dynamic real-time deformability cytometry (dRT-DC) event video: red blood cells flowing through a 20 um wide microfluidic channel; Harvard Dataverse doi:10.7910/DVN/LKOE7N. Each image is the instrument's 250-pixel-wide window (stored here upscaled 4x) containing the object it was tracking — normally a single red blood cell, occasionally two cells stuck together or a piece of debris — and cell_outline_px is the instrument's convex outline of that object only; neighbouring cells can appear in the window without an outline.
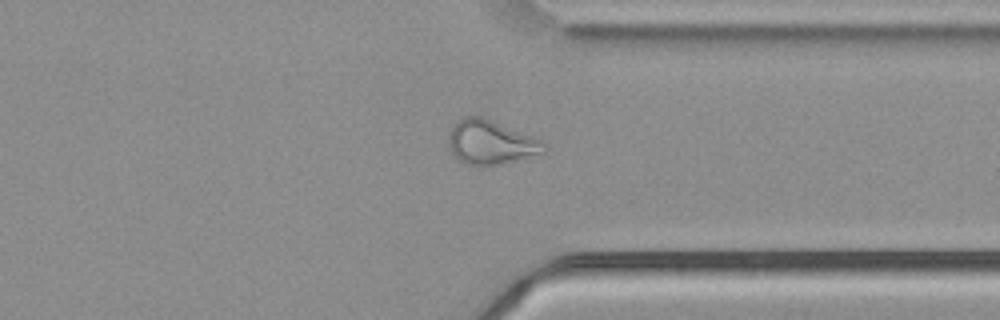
{"species": "common noctule bat (a hibernating species)", "species_latin": "Nyctalus noctula", "temperature_condition": "cold", "stored_images_in_passage": 43, "camera_frame_rate_fps": 3000, "um_per_image_px": 0.085, "animal": {"sex": "male", "body_mass_g": 21.5, "forearm_length_mm": 52.0}, "frame": {"image": 1, "passage_image": 31, "time_ms": 10.0, "image_size_px": [1000, 320], "cell_outline_px": [[548, 148], [544, 152], [488, 168], [476, 168], [464, 164], [452, 152], [448, 144], [448, 136], [456, 120], [464, 116], [480, 116], [532, 136], [540, 140]], "centroid_in_image_um": [41.67, 12.14], "position_along_channel_um": 369.7, "area_um2": 24.74}}
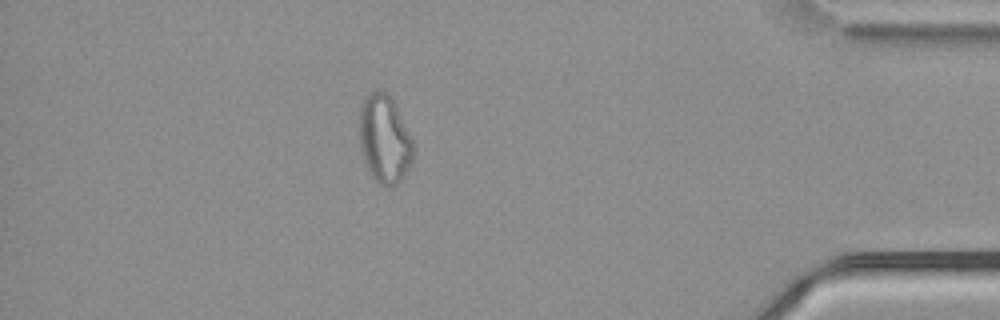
{"frame": {"image": 2, "passage_image": 37, "time_ms": 12.0, "image_size_px": [1000, 320], "cell_outline_px": [[412, 160], [404, 176], [396, 184], [380, 184], [368, 172], [360, 148], [360, 104], [364, 96], [368, 92], [384, 92], [392, 100], [412, 140]], "centroid_in_image_um": [32.64, 11.82], "position_along_channel_um": 402.6, "area_um2": 26.93}, "authors_computed_cell_mechanics": {"area_um2": 25.9522, "velocity_mm_per_s": 3.7647, "shape_relaxation_time_tau1_ms": null, "shape_relaxation_time_tau2_ms": 2.2739, "deformation_change_tau1": null, "deformation_change_tau2": 0.0969}}